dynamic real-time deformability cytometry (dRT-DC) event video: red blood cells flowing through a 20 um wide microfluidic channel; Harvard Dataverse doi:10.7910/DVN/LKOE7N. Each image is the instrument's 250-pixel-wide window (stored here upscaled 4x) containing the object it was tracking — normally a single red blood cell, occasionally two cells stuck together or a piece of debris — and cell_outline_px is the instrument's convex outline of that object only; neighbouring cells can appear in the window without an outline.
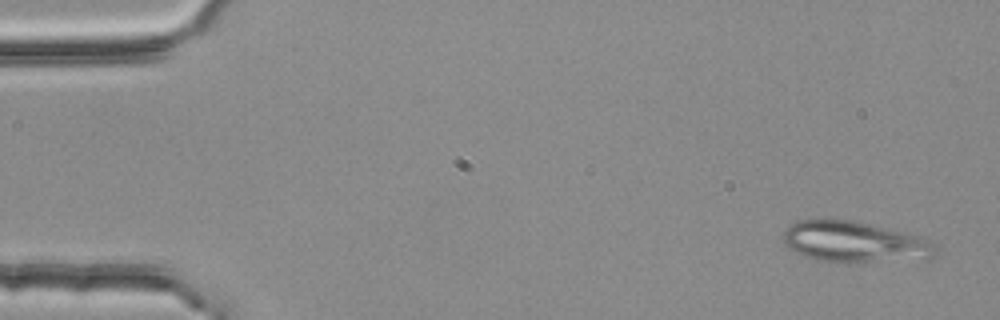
{"species": "common noctule bat (a hibernating species)", "species_latin": "Nyctalus noctula", "temperature_condition": "room temperature", "stored_images_in_passage": 6, "camera_frame_rate_fps": 3000, "um_per_image_px": 0.085, "animal": {"sex": "female", "body_mass_g": 25.1}, "frame": {"image": 1, "passage_image": 1, "time_ms": 0.0, "image_size_px": [1000, 320], "cell_outline_px": [[936, 256], [928, 260], [816, 260], [804, 256], [796, 252], [784, 244], [784, 228], [788, 224], [796, 220], [848, 220], [868, 224], [904, 232], [920, 236], [936, 244]], "centroid_in_image_um": [72.65, 20.55], "position_along_channel_um": 12.3, "area_um2": 35.66}}